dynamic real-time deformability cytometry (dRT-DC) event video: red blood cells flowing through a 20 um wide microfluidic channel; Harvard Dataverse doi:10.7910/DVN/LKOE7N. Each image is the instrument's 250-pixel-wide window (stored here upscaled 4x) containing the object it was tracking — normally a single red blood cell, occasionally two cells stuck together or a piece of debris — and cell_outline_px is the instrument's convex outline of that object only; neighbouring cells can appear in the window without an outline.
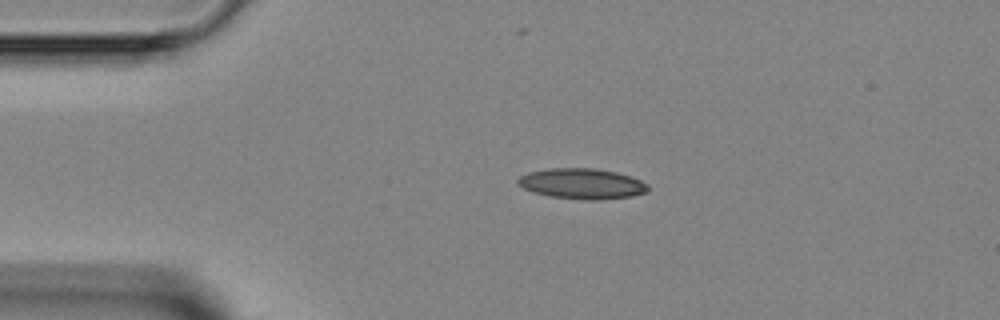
{"species": "Egyptian fruit bat (a non-hibernating species)", "species_latin": "Rousettus aegyptiacus", "temperature_condition": "room temperature", "stored_images_in_passage": 2, "camera_frame_rate_fps": 3000, "um_per_image_px": 0.085, "animal": {"sex": "female"}, "frame": {"image": 1, "passage_image": 2, "time_ms": 1.333, "image_size_px": [1000, 320], "cell_outline_px": [[648, 192], [632, 196], [600, 200], [584, 200], [548, 196], [532, 192], [516, 184], [516, 180], [520, 176], [528, 172], [548, 168], [596, 168], [616, 172], [632, 176], [648, 184]], "centroid_in_image_um": [49.46, 15.61], "position_along_channel_um": 35.5, "area_um2": 23.47}}